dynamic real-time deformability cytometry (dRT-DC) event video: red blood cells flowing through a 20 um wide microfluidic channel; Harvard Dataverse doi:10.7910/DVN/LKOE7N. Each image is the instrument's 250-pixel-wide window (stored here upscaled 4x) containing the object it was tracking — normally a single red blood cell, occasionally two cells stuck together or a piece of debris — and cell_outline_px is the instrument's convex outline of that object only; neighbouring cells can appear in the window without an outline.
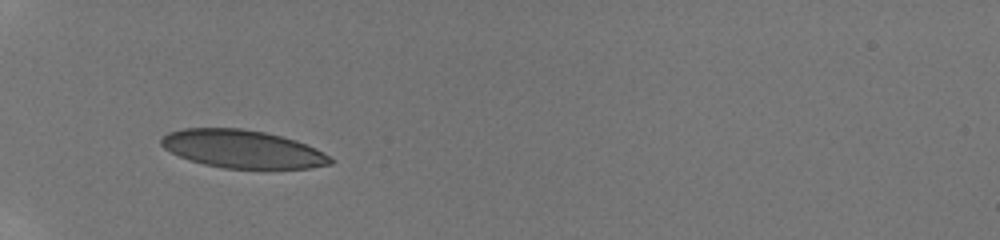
{"species": "human", "species_latin": "Homo sapiens", "temperature_condition": "room temperature", "stored_images_in_passage": 35, "camera_frame_rate_fps": 3000, "um_per_image_px": 0.085, "donor": {"sex": "male"}, "frame": {"image": 1, "passage_image": 1, "time_ms": 0.0, "image_size_px": [1000, 240], "cell_outline_px": [[336, 160], [332, 164], [308, 168], [224, 168], [204, 164], [188, 160], [164, 148], [160, 144], [160, 136], [168, 132], [184, 128], [240, 128], [264, 132], [296, 140], [316, 148], [332, 156]], "centroid_in_image_um": [20.62, 12.66], "position_along_channel_um": 64.4, "area_um2": 37.57}}
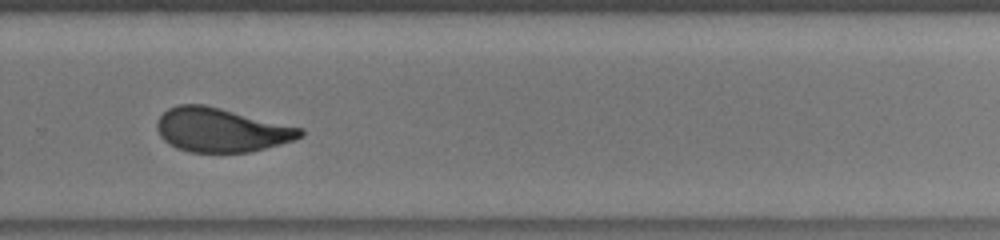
{"frame": {"image": 2, "passage_image": 21, "time_ms": 6.667, "image_size_px": [1000, 240], "cell_outline_px": [[304, 136], [280, 144], [248, 152], [188, 152], [176, 148], [168, 144], [160, 136], [156, 128], [156, 120], [168, 108], [180, 104], [204, 104], [304, 128]], "centroid_in_image_um": [18.78, 11.04], "position_along_channel_um": 311.0, "area_um2": 36.82}}
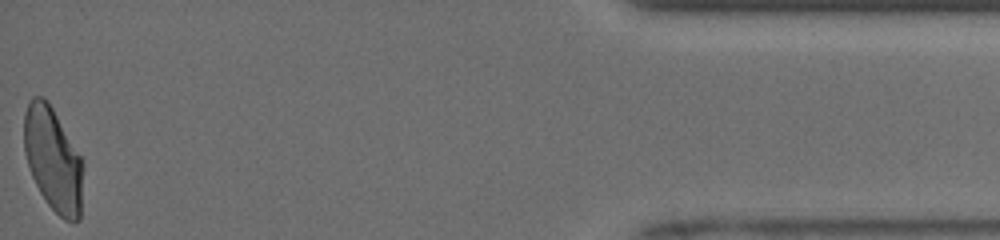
{"frame": {"image": 3, "passage_image": 35, "time_ms": 11.333, "image_size_px": [1000, 240], "cell_outline_px": [[84, 164], [80, 220], [64, 220], [48, 204], [40, 192], [32, 176], [24, 152], [24, 112], [32, 96], [40, 96], [48, 100], [80, 156]], "centroid_in_image_um": [4.51, 13.54], "position_along_channel_um": 430.7, "area_um2": 35.6}, "authors_computed_cell_mechanics": {"area_um2": 37.3966, "velocity_mm_per_s": 3.9477, "shape_relaxation_time_tau1_ms": 11.3169, "shape_relaxation_time_tau2_ms": 0.7953, "deformation_change_tau1": 0.2529, "deformation_change_tau2": 0.0469}}